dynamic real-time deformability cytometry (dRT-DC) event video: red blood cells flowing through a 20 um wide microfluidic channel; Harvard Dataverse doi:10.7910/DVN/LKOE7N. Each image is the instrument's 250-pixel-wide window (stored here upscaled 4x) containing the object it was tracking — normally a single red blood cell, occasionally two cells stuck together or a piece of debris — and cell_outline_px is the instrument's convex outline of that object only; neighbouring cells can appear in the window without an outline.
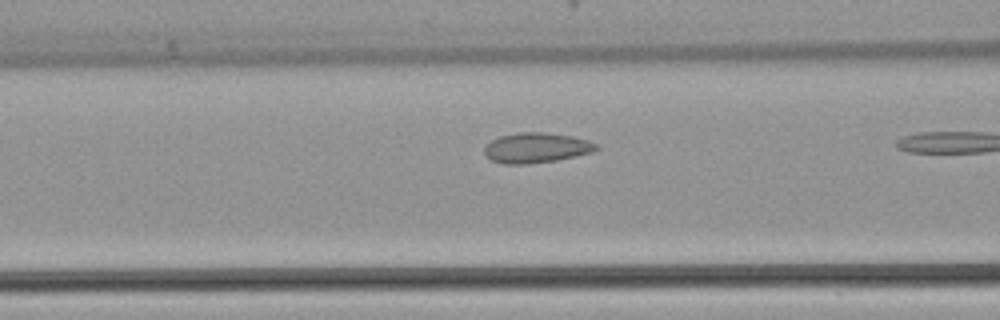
{"species": "common noctule bat (a hibernating species)", "species_latin": "Nyctalus noctula", "temperature_condition": "warm", "stored_images_in_passage": 32, "camera_frame_rate_fps": 3000, "um_per_image_px": 0.085, "animal": {"sex": "female", "body_mass_g": 22.7, "forearm_length_mm": 54.2}, "frame": {"image": 1, "passage_image": 14, "time_ms": 4.333, "image_size_px": [1000, 320], "cell_outline_px": [[600, 148], [592, 152], [576, 156], [556, 160], [528, 164], [504, 164], [492, 160], [484, 152], [484, 148], [492, 140], [500, 136], [516, 132], [544, 132], [572, 136], [588, 140], [596, 144]], "centroid_in_image_um": [45.6, 12.56], "position_along_channel_um": 121.0, "area_um2": 19.59}}